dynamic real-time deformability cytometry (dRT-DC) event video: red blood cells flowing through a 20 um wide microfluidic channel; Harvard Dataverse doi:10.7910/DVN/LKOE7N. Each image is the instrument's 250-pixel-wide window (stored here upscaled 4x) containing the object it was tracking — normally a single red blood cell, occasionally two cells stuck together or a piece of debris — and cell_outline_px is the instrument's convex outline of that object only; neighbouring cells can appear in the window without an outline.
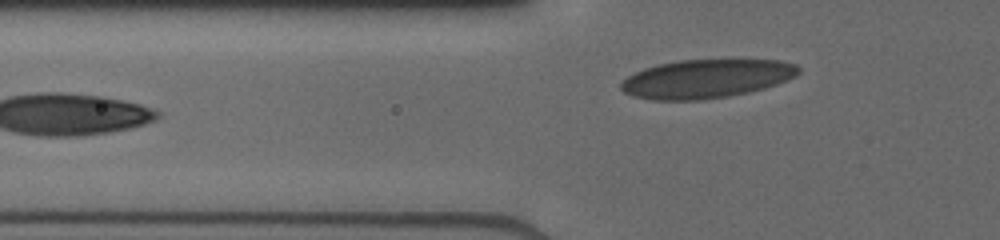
{"species": "human", "species_latin": "Homo sapiens", "temperature_condition": "cold", "stored_images_in_passage": 3, "camera_frame_rate_fps": 3000, "um_per_image_px": 0.085, "donor": {"sex": "male"}, "frame": {"image": 1, "passage_image": 3, "time_ms": 1.333, "image_size_px": [1000, 240], "cell_outline_px": [[800, 72], [796, 76], [788, 80], [764, 88], [748, 92], [728, 96], [700, 100], [652, 100], [632, 96], [624, 92], [620, 88], [620, 84], [628, 76], [644, 68], [656, 64], [680, 60], [780, 60], [796, 64], [800, 68]], "centroid_in_image_um": [60.04, 6.69], "position_along_channel_um": 65.8, "area_um2": 40.06}}